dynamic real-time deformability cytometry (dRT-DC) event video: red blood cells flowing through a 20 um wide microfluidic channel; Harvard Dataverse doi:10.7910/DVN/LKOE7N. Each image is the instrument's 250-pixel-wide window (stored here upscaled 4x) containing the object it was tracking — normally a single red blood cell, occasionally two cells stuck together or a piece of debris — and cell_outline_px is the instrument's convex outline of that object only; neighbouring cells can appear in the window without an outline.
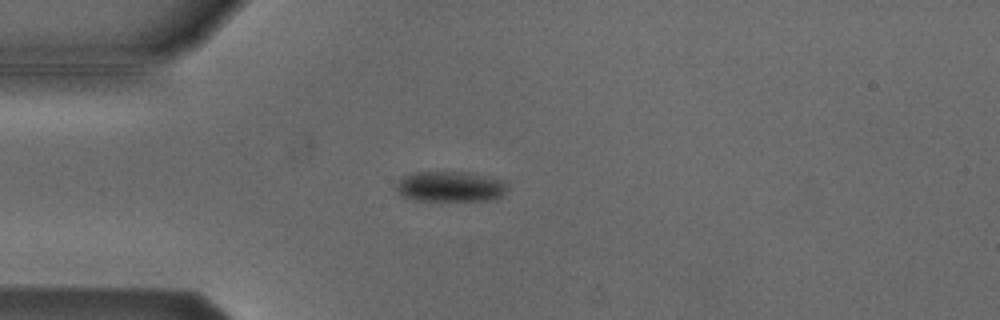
{"species": "Egyptian fruit bat (a non-hibernating species)", "species_latin": "Rousettus aegyptiacus", "temperature_condition": "cold", "stored_images_in_passage": 5, "camera_frame_rate_fps": 3000, "um_per_image_px": 0.085, "animal": {"sex": "male"}, "frame": {"image": 1, "passage_image": 4, "time_ms": 1.0, "image_size_px": [1000, 320], "cell_outline_px": [[508, 188], [500, 196], [488, 200], [412, 200], [396, 192], [396, 184], [404, 176], [412, 172], [472, 172], [504, 180], [508, 184]], "centroid_in_image_um": [38.28, 15.84], "position_along_channel_um": 46.7, "area_um2": 19.77}}